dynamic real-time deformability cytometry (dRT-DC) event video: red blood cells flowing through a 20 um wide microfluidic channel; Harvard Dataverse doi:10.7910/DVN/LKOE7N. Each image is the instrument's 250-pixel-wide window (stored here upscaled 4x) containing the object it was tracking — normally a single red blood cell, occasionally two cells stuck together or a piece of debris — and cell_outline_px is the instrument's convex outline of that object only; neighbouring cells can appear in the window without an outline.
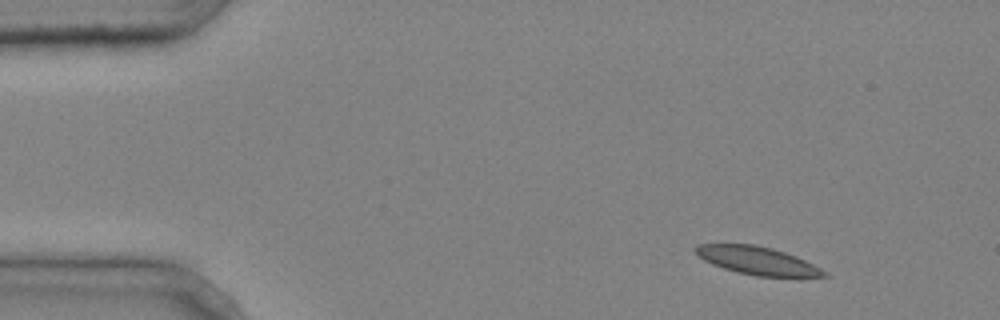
{"species": "common noctule bat (a hibernating species)", "species_latin": "Nyctalus noctula", "temperature_condition": "cold", "stored_images_in_passage": 4, "camera_frame_rate_fps": 3000, "um_per_image_px": 0.085, "animal": {"sex": "male", "body_mass_g": 20.4}, "frame": {"image": 1, "passage_image": 1, "time_ms": 0.0, "image_size_px": [1000, 320], "cell_outline_px": [[828, 276], [756, 276], [736, 272], [712, 264], [704, 260], [692, 248], [696, 244], [752, 244], [772, 248], [796, 256], [820, 268]], "centroid_in_image_um": [64.3, 22.14], "position_along_channel_um": 20.7, "area_um2": 20.58}}